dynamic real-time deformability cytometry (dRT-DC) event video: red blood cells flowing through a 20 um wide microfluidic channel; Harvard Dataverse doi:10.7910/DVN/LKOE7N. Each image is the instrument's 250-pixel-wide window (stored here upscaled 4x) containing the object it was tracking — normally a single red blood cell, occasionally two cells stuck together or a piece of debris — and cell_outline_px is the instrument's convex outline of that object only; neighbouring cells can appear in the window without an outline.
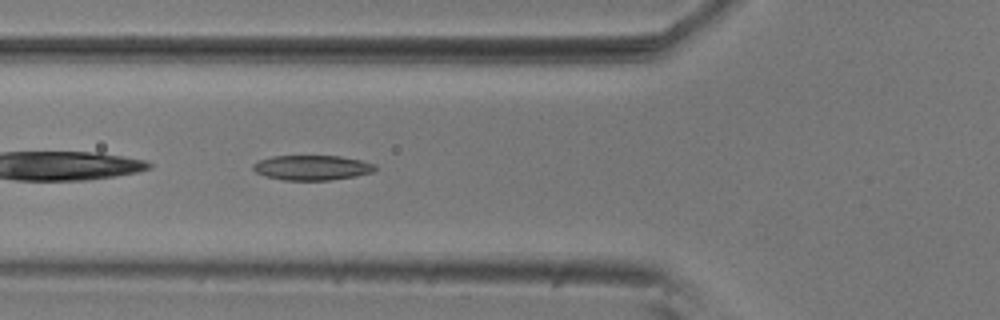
{"species": "common noctule bat (a hibernating species)", "species_latin": "Nyctalus noctula", "temperature_condition": "room temperature", "stored_images_in_passage": 29, "camera_frame_rate_fps": 3000, "um_per_image_px": 0.085, "animal": {"sex": "male", "body_mass_g": 20.5, "forearm_length_mm": 52.5}, "frame": {"image": 1, "passage_image": 5, "time_ms": 1.333, "image_size_px": [1000, 320], "cell_outline_px": [[380, 168], [372, 172], [356, 176], [328, 180], [284, 180], [268, 176], [256, 172], [252, 168], [252, 164], [260, 160], [272, 156], [340, 156], [360, 160], [376, 164]], "centroid_in_image_um": [26.57, 14.24], "position_along_channel_um": 99.2, "area_um2": 17.69}}
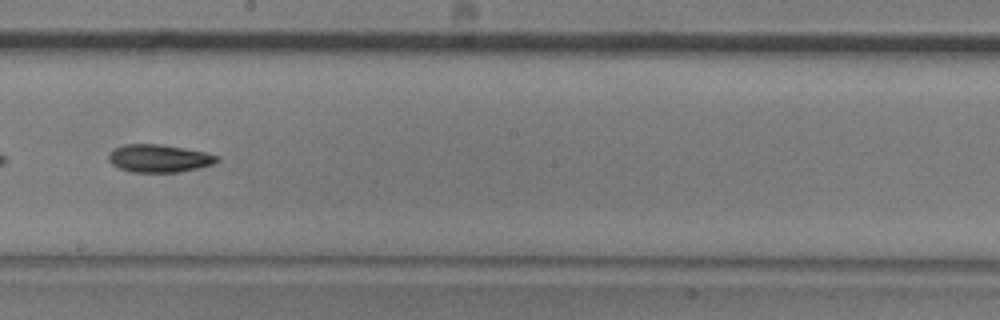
{"frame": {"image": 2, "passage_image": 16, "time_ms": 5.0, "image_size_px": [1000, 320], "cell_outline_px": [[220, 160], [212, 164], [200, 168], [180, 172], [128, 172], [112, 164], [108, 160], [108, 152], [112, 148], [124, 144], [160, 144], [184, 148], [204, 152], [220, 156]], "centroid_in_image_um": [13.5, 13.46], "position_along_channel_um": 234.7, "area_um2": 17.8}}
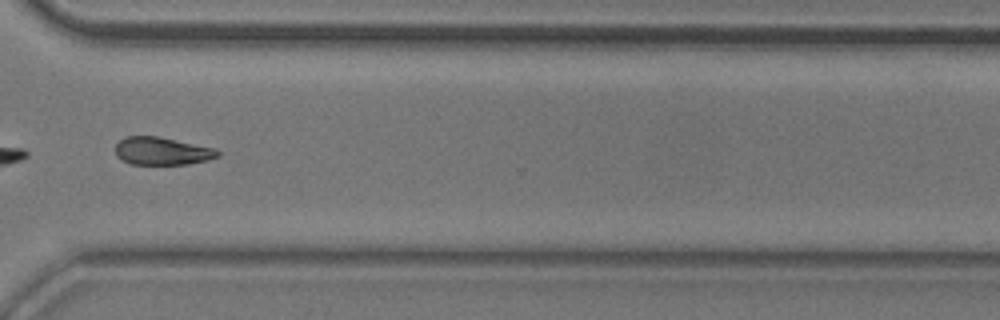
{"frame": {"image": 3, "passage_image": 26, "time_ms": 8.333, "image_size_px": [1000, 320], "cell_outline_px": [[220, 156], [208, 160], [188, 164], [132, 164], [116, 156], [116, 144], [124, 136], [160, 136], [216, 148], [220, 152]], "centroid_in_image_um": [13.81, 12.83], "position_along_channel_um": 356.8, "area_um2": 16.7}, "authors_computed_cell_mechanics": {"area_um2": 17.5134, "velocity_mm_per_s": 3.6797, "shape_relaxation_time_tau1_ms": 5.7324, "shape_relaxation_time_tau2_ms": 8.3176, "deformation_change_tau1": 0.1181, "deformation_change_tau2": 0.1377}}